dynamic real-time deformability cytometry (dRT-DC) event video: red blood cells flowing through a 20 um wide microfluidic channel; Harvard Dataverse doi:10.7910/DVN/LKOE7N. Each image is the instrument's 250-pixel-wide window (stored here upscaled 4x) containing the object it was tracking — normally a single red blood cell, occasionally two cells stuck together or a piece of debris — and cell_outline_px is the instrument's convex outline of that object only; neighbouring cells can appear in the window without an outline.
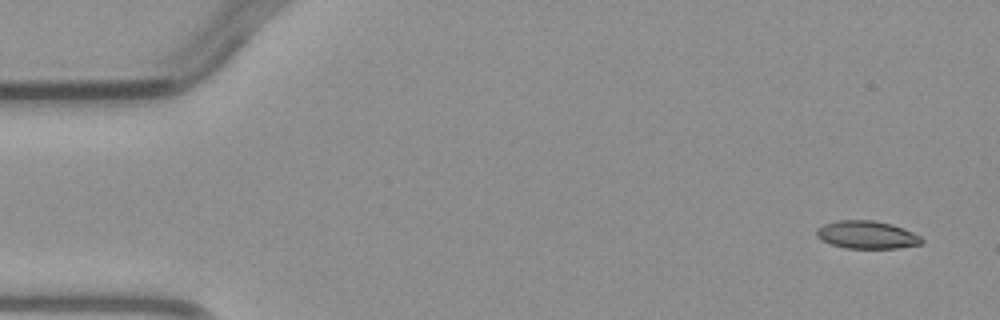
{"species": "common noctule bat (a hibernating species)", "species_latin": "Nyctalus noctula", "temperature_condition": "warm", "stored_images_in_passage": 2, "camera_frame_rate_fps": 3000, "um_per_image_px": 0.085, "animal": {"sex": "male", "body_mass_g": 23.1, "forearm_length_mm": 52.7}, "frame": {"image": 1, "passage_image": 2, "time_ms": 2.333, "image_size_px": [1000, 320], "cell_outline_px": [[924, 240], [920, 244], [896, 248], [844, 248], [832, 244], [816, 236], [816, 232], [824, 224], [836, 220], [872, 220], [892, 224], [904, 228], [920, 236]], "centroid_in_image_um": [73.7, 19.95], "position_along_channel_um": 11.3, "area_um2": 16.88}}